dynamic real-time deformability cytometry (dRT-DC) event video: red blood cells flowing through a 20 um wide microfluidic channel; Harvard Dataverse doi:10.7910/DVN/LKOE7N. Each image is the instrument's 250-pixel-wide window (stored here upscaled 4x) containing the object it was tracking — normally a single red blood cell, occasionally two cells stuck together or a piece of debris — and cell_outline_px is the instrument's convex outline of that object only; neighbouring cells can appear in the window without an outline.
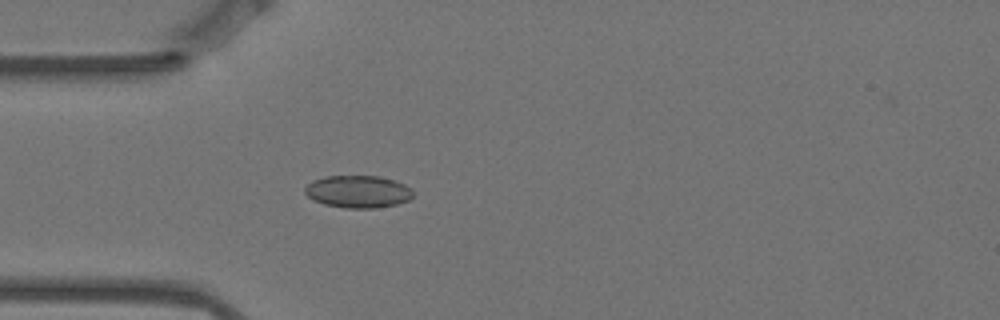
{"species": "Egyptian fruit bat (a non-hibernating species)", "species_latin": "Rousettus aegyptiacus", "temperature_condition": "warm", "stored_images_in_passage": 1, "camera_frame_rate_fps": 3000, "um_per_image_px": 0.085, "animal": {"sex": "female"}, "frame": {"image": 1, "passage_image": 1, "time_ms": 0.0, "image_size_px": [1000, 320], "cell_outline_px": [[412, 196], [408, 200], [396, 204], [376, 208], [344, 208], [324, 204], [312, 200], [304, 192], [304, 188], [312, 180], [324, 176], [380, 176], [404, 184], [412, 188]], "centroid_in_image_um": [30.4, 16.29], "position_along_channel_um": 54.6, "area_um2": 20.46}}